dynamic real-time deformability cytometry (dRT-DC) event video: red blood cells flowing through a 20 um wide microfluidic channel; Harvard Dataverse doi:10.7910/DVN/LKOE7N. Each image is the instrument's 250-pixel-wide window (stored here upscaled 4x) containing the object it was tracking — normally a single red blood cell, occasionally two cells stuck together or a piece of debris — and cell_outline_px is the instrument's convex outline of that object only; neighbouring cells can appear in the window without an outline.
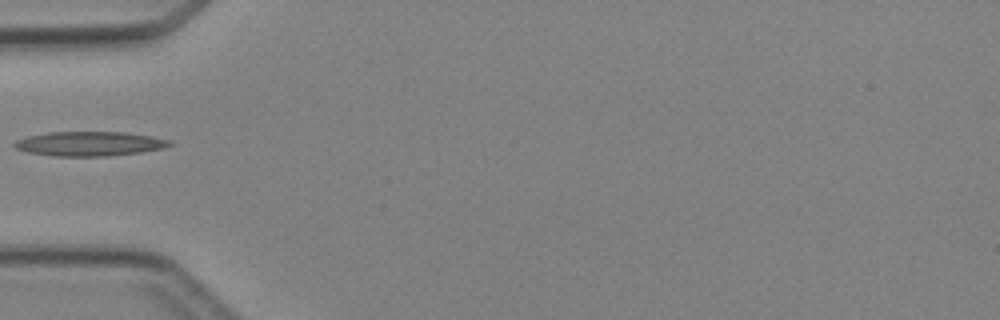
{"species": "Egyptian fruit bat (a non-hibernating species)", "species_latin": "Rousettus aegyptiacus", "temperature_condition": "cold", "stored_images_in_passage": 5, "camera_frame_rate_fps": 3000, "um_per_image_px": 0.085, "animal": {"sex": "female"}, "frame": {"image": 1, "passage_image": 5, "time_ms": 4.667, "image_size_px": [1000, 320], "cell_outline_px": [[176, 144], [164, 148], [140, 152], [108, 156], [52, 156], [28, 152], [16, 148], [12, 144], [16, 140], [28, 136], [48, 132], [124, 132], [152, 136], [172, 140]], "centroid_in_image_um": [7.65, 12.21], "position_along_channel_um": 77.3, "area_um2": 22.25}}